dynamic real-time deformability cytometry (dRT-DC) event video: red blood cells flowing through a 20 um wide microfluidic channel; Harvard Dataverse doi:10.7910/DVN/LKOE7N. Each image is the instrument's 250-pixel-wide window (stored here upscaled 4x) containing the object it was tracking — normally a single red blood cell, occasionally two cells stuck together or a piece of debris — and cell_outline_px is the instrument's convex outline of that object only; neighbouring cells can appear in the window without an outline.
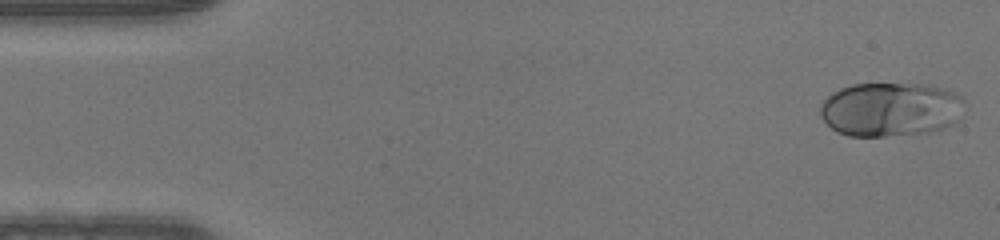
{"species": "human", "species_latin": "Homo sapiens", "temperature_condition": "warm", "stored_images_in_passage": 49, "camera_frame_rate_fps": 3000, "um_per_image_px": 0.085, "donor": {"sex": "male"}, "frame": {"image": 1, "passage_image": 1, "time_ms": 0.0, "image_size_px": [1000, 240], "cell_outline_px": [[964, 100], [956, 120], [944, 128], [928, 132], [884, 136], [848, 136], [836, 132], [820, 116], [820, 104], [832, 92], [840, 88], [852, 84], [932, 84], [956, 92], [964, 96]], "centroid_in_image_um": [75.68, 9.28], "position_along_channel_um": 9.3, "area_um2": 45.66}}
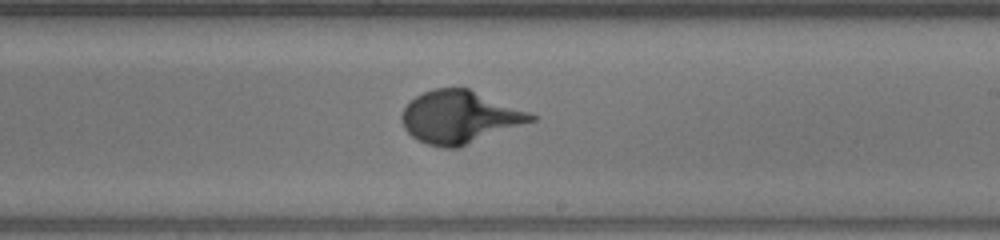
{"frame": {"image": 2, "passage_image": 28, "time_ms": 9.0, "image_size_px": [1000, 240], "cell_outline_px": [[536, 120], [456, 148], [444, 148], [428, 144], [412, 136], [404, 128], [400, 120], [400, 116], [404, 108], [416, 96], [432, 88], [468, 88], [528, 112], [536, 116]], "centroid_in_image_um": [39.03, 9.95], "position_along_channel_um": 250.0, "area_um2": 39.02}}
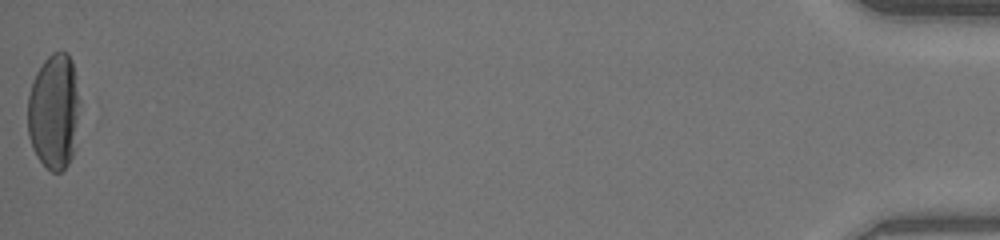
{"frame": {"image": 3, "passage_image": 49, "time_ms": 16.0, "image_size_px": [1000, 240], "cell_outline_px": [[80, 100], [72, 156], [68, 164], [60, 172], [52, 172], [36, 156], [32, 148], [28, 136], [28, 96], [32, 80], [36, 72], [44, 60], [52, 52], [68, 52], [72, 60]], "centroid_in_image_um": [4.57, 9.45], "position_along_channel_um": 430.6, "area_um2": 35.08}}